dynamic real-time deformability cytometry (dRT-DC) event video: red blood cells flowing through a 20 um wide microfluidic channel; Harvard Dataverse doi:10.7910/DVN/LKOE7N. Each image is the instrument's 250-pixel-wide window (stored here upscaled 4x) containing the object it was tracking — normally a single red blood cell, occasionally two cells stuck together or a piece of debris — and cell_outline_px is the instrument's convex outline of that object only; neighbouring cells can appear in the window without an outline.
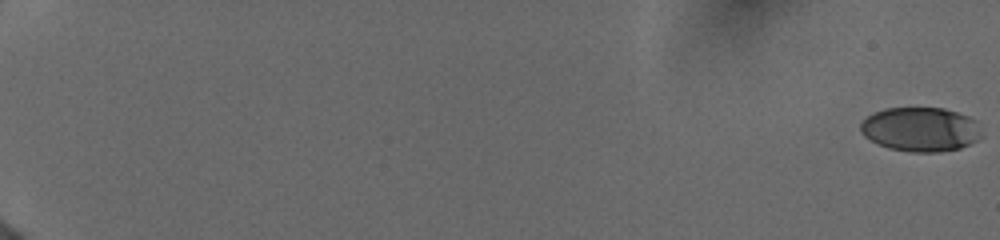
{"species": "human", "species_latin": "Homo sapiens", "temperature_condition": "cold", "stored_images_in_passage": 22, "camera_frame_rate_fps": 3000, "um_per_image_px": 0.085, "donor": {"sex": "female"}, "frame": {"image": 1, "passage_image": 1, "time_ms": 0.0, "image_size_px": [1000, 240], "cell_outline_px": [[984, 136], [960, 148], [940, 152], [908, 152], [888, 148], [864, 136], [860, 132], [860, 124], [872, 112], [884, 108], [944, 108], [968, 116], [976, 120]], "centroid_in_image_um": [78.26, 10.99], "position_along_channel_um": 6.7, "area_um2": 31.39}}
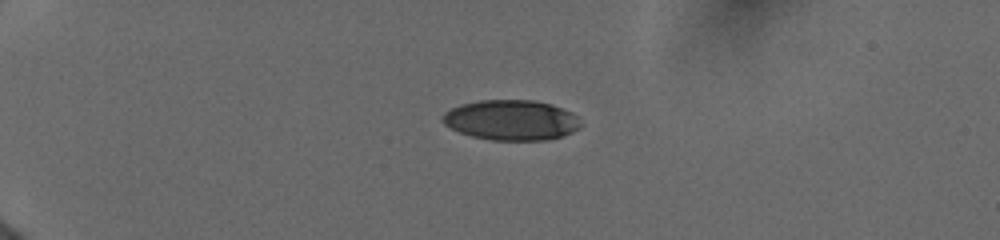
{"frame": {"image": 2, "passage_image": 15, "time_ms": 5.333, "image_size_px": [1000, 240], "cell_outline_px": [[580, 128], [572, 132], [548, 140], [492, 140], [472, 136], [460, 132], [444, 124], [440, 120], [440, 116], [444, 112], [460, 104], [480, 100], [532, 100], [552, 104], [572, 112], [576, 116], [580, 124]], "centroid_in_image_um": [43.43, 10.2], "position_along_channel_um": 41.6, "area_um2": 32.43}}